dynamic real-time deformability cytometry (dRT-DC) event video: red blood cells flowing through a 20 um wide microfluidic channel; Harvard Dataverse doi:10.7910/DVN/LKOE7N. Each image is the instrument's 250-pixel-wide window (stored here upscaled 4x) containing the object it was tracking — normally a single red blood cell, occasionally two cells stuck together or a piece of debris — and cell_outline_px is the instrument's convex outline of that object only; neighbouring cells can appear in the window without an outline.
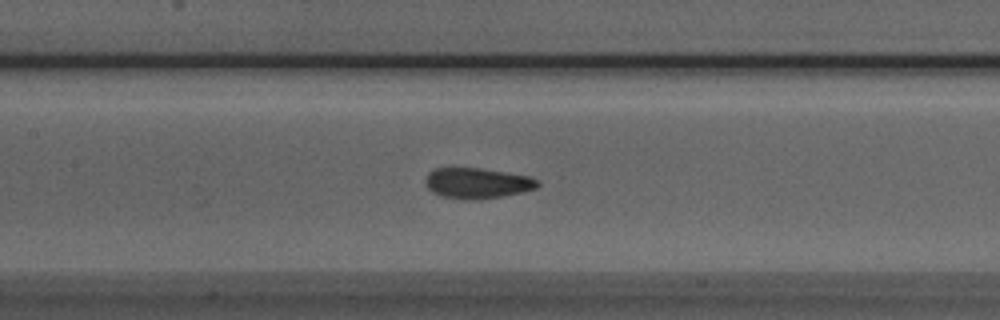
{"species": "Egyptian fruit bat (a non-hibernating species)", "species_latin": "Rousettus aegyptiacus", "temperature_condition": "room temperature", "stored_images_in_passage": 46, "camera_frame_rate_fps": 3000, "um_per_image_px": 0.085, "animal": {"sex": "male"}, "frame": {"image": 1, "passage_image": 18, "time_ms": 5.667, "image_size_px": [1000, 320], "cell_outline_px": [[540, 184], [536, 188], [524, 192], [500, 196], [472, 200], [468, 200], [440, 196], [432, 192], [428, 188], [424, 180], [428, 172], [432, 168], [480, 168], [528, 176], [540, 180]], "centroid_in_image_um": [40.54, 15.56], "position_along_channel_um": 166.9, "area_um2": 20.06}}
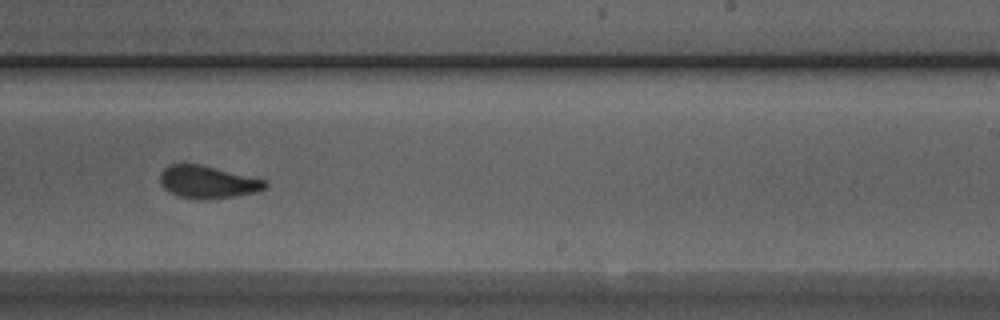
{"frame": {"image": 2, "passage_image": 26, "time_ms": 8.333, "image_size_px": [1000, 320], "cell_outline_px": [[268, 188], [256, 192], [236, 196], [176, 196], [168, 192], [160, 184], [160, 172], [168, 164], [200, 164], [256, 176], [268, 180]], "centroid_in_image_um": [17.71, 15.41], "position_along_channel_um": 271.3, "area_um2": 19.71}}
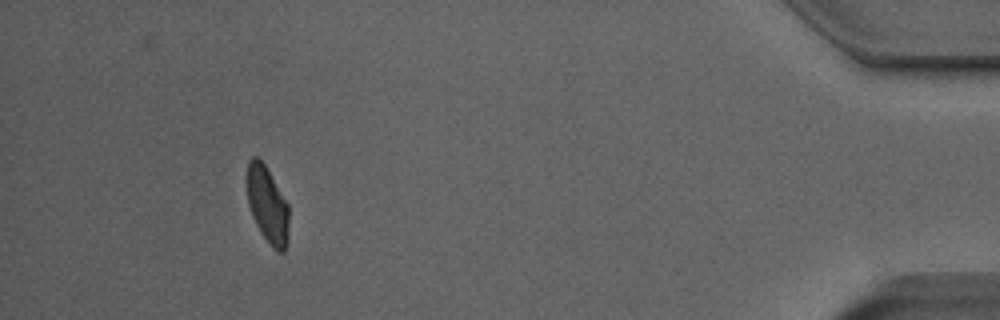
{"frame": {"image": 3, "passage_image": 42, "time_ms": 13.667, "image_size_px": [1000, 320], "cell_outline_px": [[288, 244], [284, 252], [276, 252], [272, 248], [260, 232], [252, 216], [248, 204], [248, 160], [252, 156], [256, 156], [264, 164], [288, 204]], "centroid_in_image_um": [22.75, 17.47], "position_along_channel_um": 412.5, "area_um2": 18.55}, "authors_computed_cell_mechanics": {"area_um2": 20.3167, "velocity_mm_per_s": 3.9352, "shape_relaxation_time_tau1_ms": 3.9225, "shape_relaxation_time_tau2_ms": 1.3222, "deformation_change_tau1": 0.1106, "deformation_change_tau2": 0.0561}}